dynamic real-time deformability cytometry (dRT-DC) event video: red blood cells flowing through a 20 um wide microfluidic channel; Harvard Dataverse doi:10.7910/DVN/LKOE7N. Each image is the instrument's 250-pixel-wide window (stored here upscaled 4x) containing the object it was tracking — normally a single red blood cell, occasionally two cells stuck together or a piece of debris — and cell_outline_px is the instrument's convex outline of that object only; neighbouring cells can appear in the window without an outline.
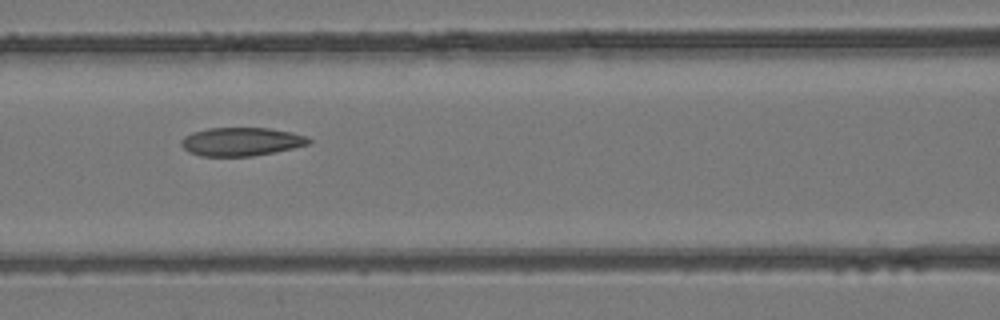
{"species": "common noctule bat (a hibernating species)", "species_latin": "Nyctalus noctula", "temperature_condition": "room temperature", "stored_images_in_passage": 5, "camera_frame_rate_fps": 3000, "um_per_image_px": 0.085, "animal": {"sex": "female", "body_mass_g": 24.6, "forearm_length_mm": 56.2}, "frame": {"image": 1, "passage_image": 5, "time_ms": 1.333, "image_size_px": [1000, 320], "cell_outline_px": [[312, 144], [252, 156], [200, 156], [188, 152], [180, 144], [180, 140], [184, 136], [192, 132], [208, 128], [268, 128], [292, 132], [308, 136], [312, 140]], "centroid_in_image_um": [20.51, 12.03], "position_along_channel_um": 146.1, "area_um2": 21.27}}